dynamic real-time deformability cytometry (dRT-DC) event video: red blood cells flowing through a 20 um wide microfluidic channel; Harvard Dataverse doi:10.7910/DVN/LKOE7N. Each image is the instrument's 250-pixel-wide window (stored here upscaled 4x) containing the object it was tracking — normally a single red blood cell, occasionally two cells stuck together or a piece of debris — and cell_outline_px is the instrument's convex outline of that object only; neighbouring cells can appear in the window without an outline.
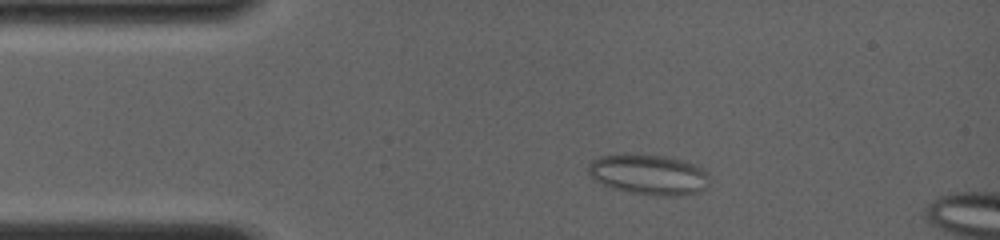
{"species": "common noctule bat (a hibernating species)", "species_latin": "Nyctalus noctula", "temperature_condition": "room temperature", "stored_images_in_passage": 46, "camera_frame_rate_fps": 4000, "um_per_image_px": 0.085, "animal": {"sex": "female", "body_mass_g": 19.0, "forearm_length_mm": 56.7}, "frame": {"image": 1, "passage_image": 6, "time_ms": 2.0, "image_size_px": [1000, 240], "cell_outline_px": [[708, 184], [700, 192], [680, 196], [660, 196], [628, 192], [612, 188], [588, 176], [588, 164], [592, 160], [600, 156], [624, 152], [636, 152], [664, 156], [684, 160], [696, 164], [704, 168], [708, 172]], "centroid_in_image_um": [55.14, 14.8], "position_along_channel_um": 29.9, "area_um2": 29.36}}
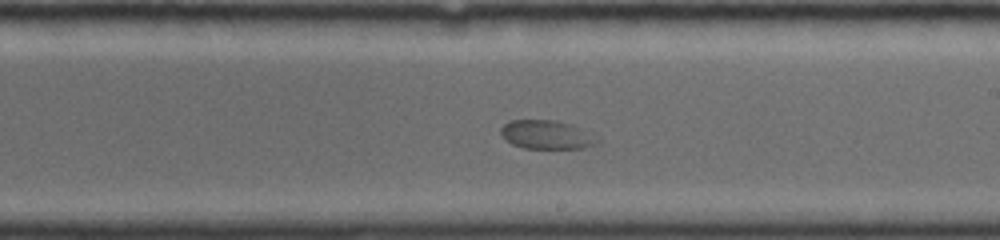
{"frame": {"image": 2, "passage_image": 28, "time_ms": 8.5, "image_size_px": [1000, 240], "cell_outline_px": [[600, 140], [596, 144], [584, 148], [524, 148], [512, 144], [504, 140], [500, 132], [500, 128], [504, 124], [512, 120], [556, 120], [572, 124]], "centroid_in_image_um": [46.41, 11.45], "position_along_channel_um": 242.6, "area_um2": 16.07}}
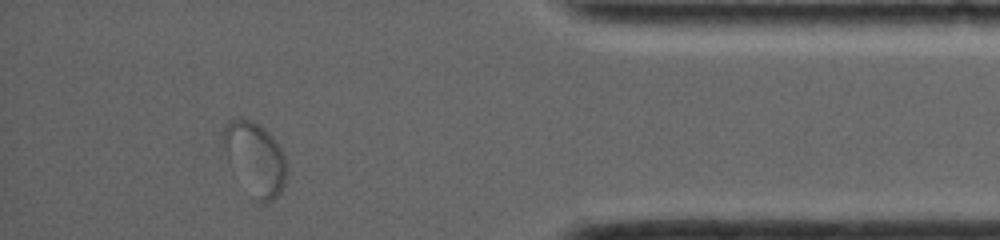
{"frame": {"image": 3, "passage_image": 42, "time_ms": 13.5, "image_size_px": [1000, 240], "cell_outline_px": [[284, 184], [280, 192], [272, 200], [260, 204], [256, 200], [228, 164], [224, 144], [224, 128], [232, 120], [252, 120], [260, 124], [276, 140], [284, 156]], "centroid_in_image_um": [21.68, 13.49], "position_along_channel_um": 413.5, "area_um2": 26.01}}